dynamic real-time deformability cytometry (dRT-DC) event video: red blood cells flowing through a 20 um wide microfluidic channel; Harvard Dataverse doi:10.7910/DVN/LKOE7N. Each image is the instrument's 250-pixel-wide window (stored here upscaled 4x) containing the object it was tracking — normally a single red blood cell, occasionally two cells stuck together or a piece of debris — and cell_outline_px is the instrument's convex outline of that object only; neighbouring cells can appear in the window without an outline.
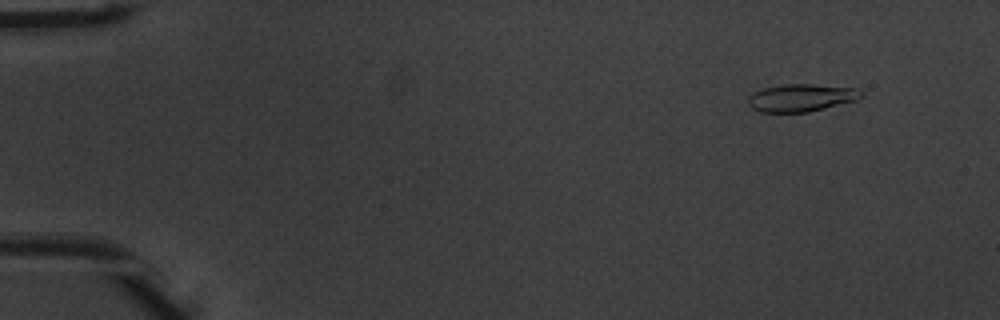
{"species": "common noctule bat (a hibernating species)", "species_latin": "Nyctalus noctula", "temperature_condition": "warm", "stored_images_in_passage": 53, "camera_frame_rate_fps": 3000, "um_per_image_px": 0.085, "animal": {"sex": "male", "body_mass_g": 20.1, "forearm_length_mm": 53.5}, "frame": {"image": 1, "passage_image": 6, "time_ms": 1.667, "image_size_px": [1000, 320], "cell_outline_px": [[864, 96], [856, 100], [808, 112], [760, 112], [752, 108], [748, 104], [748, 96], [752, 92], [764, 88], [784, 84], [812, 84], [860, 88], [864, 92]], "centroid_in_image_um": [68.12, 8.3], "position_along_channel_um": 16.9, "area_um2": 18.32}}
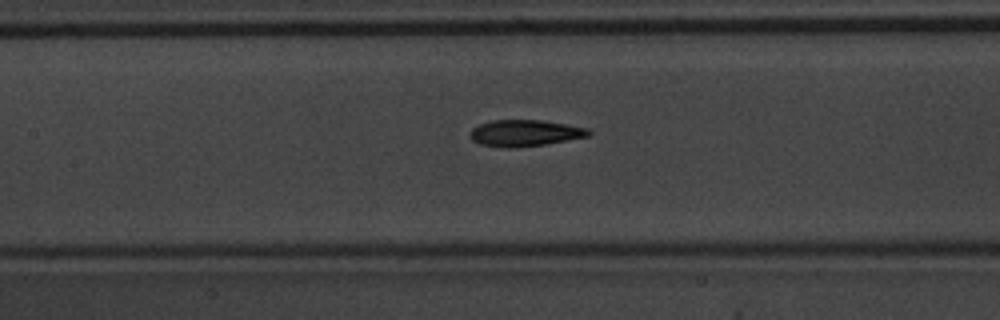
{"frame": {"image": 2, "passage_image": 26, "time_ms": 8.333, "image_size_px": [1000, 320], "cell_outline_px": [[592, 132], [588, 136], [544, 144], [480, 144], [472, 140], [472, 128], [480, 124], [492, 120], [540, 120], [588, 128]], "centroid_in_image_um": [44.68, 11.24], "position_along_channel_um": 162.7, "area_um2": 16.94}}
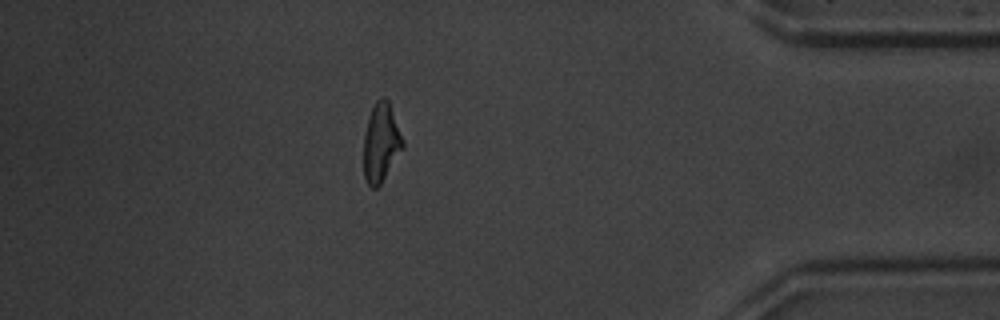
{"frame": {"image": 3, "passage_image": 47, "time_ms": 15.333, "image_size_px": [1000, 320], "cell_outline_px": [[404, 148], [380, 184], [376, 188], [372, 188], [368, 184], [364, 176], [364, 136], [368, 116], [376, 100], [380, 96], [384, 96], [388, 100], [404, 140]], "centroid_in_image_um": [32.39, 12.1], "position_along_channel_um": 402.8, "area_um2": 17.98}, "authors_computed_cell_mechanics": {"area_um2": 18.0914, "velocity_mm_per_s": 3.9442, "shape_relaxation_time_tau1_ms": 5.1442, "shape_relaxation_time_tau2_ms": 2.6056, "deformation_change_tau1": 0.1922, "deformation_change_tau2": 0.1065}}